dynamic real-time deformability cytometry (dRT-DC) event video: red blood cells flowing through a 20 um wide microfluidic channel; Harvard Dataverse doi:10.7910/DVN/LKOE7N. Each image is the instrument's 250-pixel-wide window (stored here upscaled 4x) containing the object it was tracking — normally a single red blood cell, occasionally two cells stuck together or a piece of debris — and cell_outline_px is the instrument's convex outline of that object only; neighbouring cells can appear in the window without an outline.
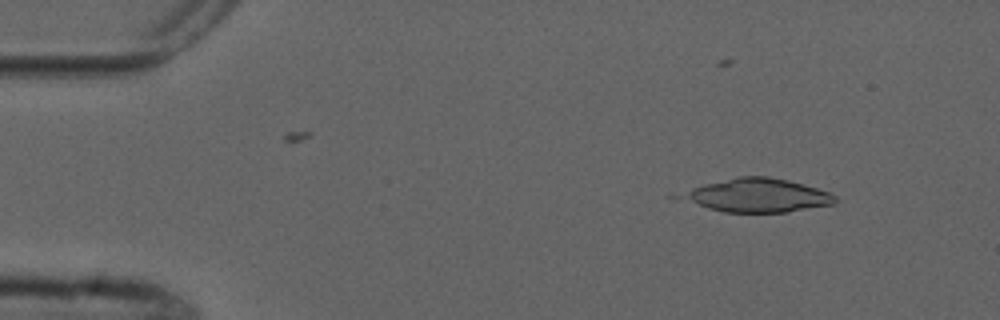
{"species": "common noctule bat (a hibernating species)", "species_latin": "Nyctalus noctula", "temperature_condition": "cold", "stored_images_in_passage": 3, "camera_frame_rate_fps": 3000, "um_per_image_px": 0.085, "animal": {"sex": "male", "forearm_length_mm": 52.5}, "frame": {"image": 1, "passage_image": 1, "time_ms": 0.0, "image_size_px": [1000, 320], "cell_outline_px": [[836, 200], [832, 204], [788, 212], [724, 212], [676, 200], [668, 196], [704, 184], [736, 176], [768, 176], [788, 180], [804, 184], [828, 192], [836, 196]], "centroid_in_image_um": [64.22, 16.6], "position_along_channel_um": 20.8, "area_um2": 30.58}}